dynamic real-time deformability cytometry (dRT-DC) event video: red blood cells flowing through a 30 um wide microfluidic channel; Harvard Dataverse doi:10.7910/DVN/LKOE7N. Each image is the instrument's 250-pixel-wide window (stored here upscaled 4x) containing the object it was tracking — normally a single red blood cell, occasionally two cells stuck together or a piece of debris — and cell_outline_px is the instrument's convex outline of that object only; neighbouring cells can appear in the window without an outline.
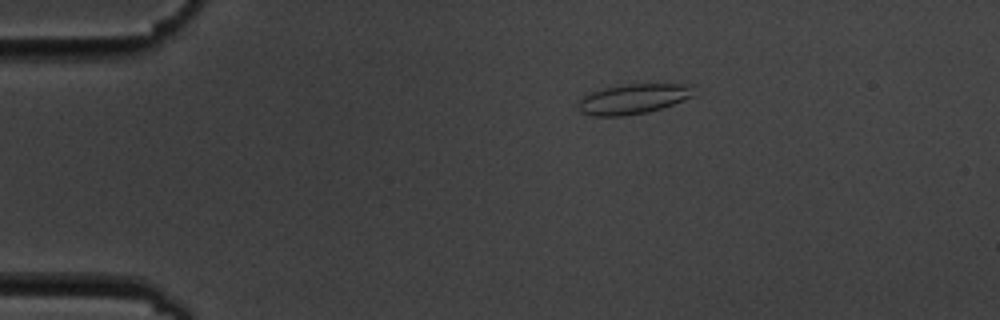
{"species": "common noctule bat (a hibernating species)", "species_latin": "Nyctalus noctula", "temperature_condition": "cold", "stored_images_in_passage": 4, "camera_frame_rate_fps": 3000, "um_per_image_px": 0.085, "animal": {"sex": "male", "body_mass_g": 19.5, "forearm_length_mm": 54.6}, "frame": {"image": 1, "passage_image": 3, "time_ms": 2.333, "image_size_px": [1000, 320], "cell_outline_px": [[696, 96], [648, 112], [624, 116], [592, 116], [580, 112], [580, 100], [584, 96], [592, 92], [604, 88], [628, 84], [684, 84]], "centroid_in_image_um": [53.79, 8.42], "position_along_channel_um": 31.2, "area_um2": 19.77}}